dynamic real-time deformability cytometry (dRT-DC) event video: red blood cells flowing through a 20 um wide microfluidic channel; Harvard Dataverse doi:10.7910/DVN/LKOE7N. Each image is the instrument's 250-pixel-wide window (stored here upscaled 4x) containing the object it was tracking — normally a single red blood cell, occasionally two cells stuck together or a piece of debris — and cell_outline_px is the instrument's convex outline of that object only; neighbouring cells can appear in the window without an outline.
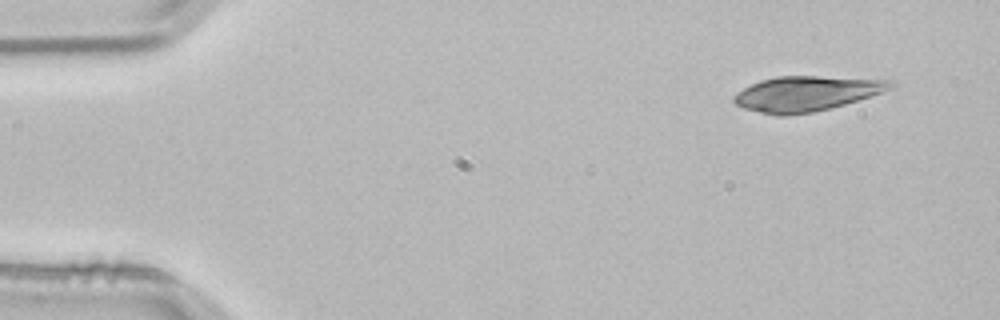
{"species": "common noctule bat (a hibernating species)", "species_latin": "Nyctalus noctula", "temperature_condition": "room temperature", "stored_images_in_passage": 4, "camera_frame_rate_fps": 3000, "um_per_image_px": 0.085, "animal": {"sex": "male", "body_mass_g": 21.5, "forearm_length_mm": 52.0}, "frame": {"image": 1, "passage_image": 1, "time_ms": 0.0, "image_size_px": [1000, 320], "cell_outline_px": [[896, 84], [892, 88], [872, 96], [844, 104], [812, 112], [788, 116], [776, 116], [744, 108], [736, 104], [732, 100], [732, 96], [744, 88], [760, 80], [776, 76], [816, 76], [896, 80]], "centroid_in_image_um": [68.56, 7.95], "position_along_channel_um": 16.4, "area_um2": 32.02}}